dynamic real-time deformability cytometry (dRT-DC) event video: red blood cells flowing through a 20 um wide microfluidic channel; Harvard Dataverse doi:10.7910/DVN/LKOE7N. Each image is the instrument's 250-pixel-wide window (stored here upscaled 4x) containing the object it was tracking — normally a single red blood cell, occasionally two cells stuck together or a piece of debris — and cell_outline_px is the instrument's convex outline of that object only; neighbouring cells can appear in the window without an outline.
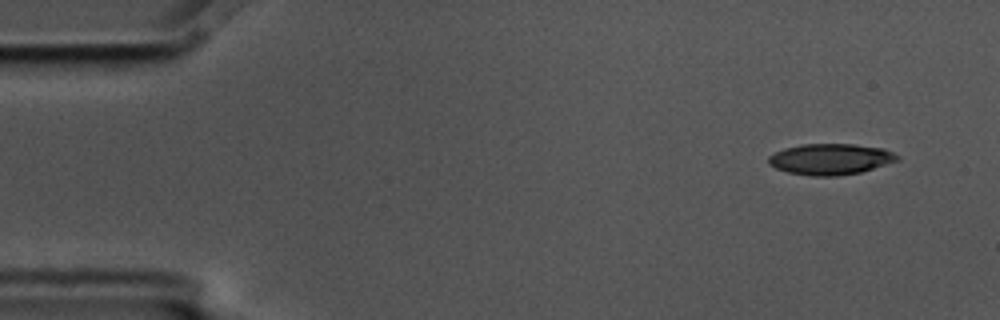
{"species": "common noctule bat (a hibernating species)", "species_latin": "Nyctalus noctula", "temperature_condition": "cold", "stored_images_in_passage": 4, "camera_frame_rate_fps": 3000, "um_per_image_px": 0.085, "animal": {"sex": "male", "body_mass_g": 17.5, "forearm_length_mm": 52.3}, "frame": {"image": 1, "passage_image": 1, "time_ms": 0.0, "image_size_px": [1000, 320], "cell_outline_px": [[900, 160], [860, 172], [836, 176], [812, 176], [788, 172], [776, 168], [768, 164], [768, 156], [784, 148], [804, 144], [852, 144], [884, 148], [900, 156]], "centroid_in_image_um": [70.6, 13.52], "position_along_channel_um": 14.4, "area_um2": 23.24}}